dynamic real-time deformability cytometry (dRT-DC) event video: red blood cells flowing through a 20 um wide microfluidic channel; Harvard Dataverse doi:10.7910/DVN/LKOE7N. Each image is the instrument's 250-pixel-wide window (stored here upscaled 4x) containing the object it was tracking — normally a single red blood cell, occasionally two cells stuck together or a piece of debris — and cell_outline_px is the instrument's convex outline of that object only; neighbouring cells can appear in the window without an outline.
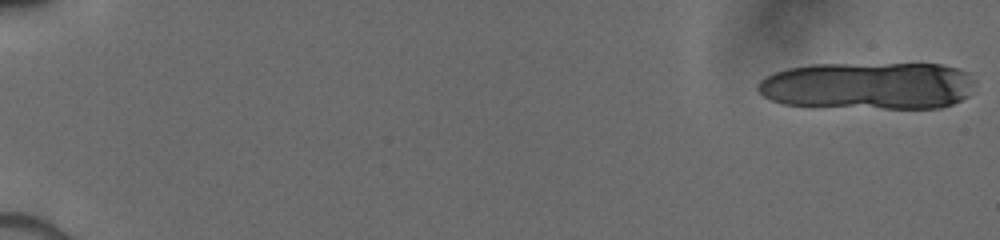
{"species": "human", "species_latin": "Homo sapiens", "temperature_condition": "cold", "stored_images_in_passage": 19, "camera_frame_rate_fps": 3000, "um_per_image_px": 0.085, "donor": {"sex": "male"}, "frame": {"image": 1, "passage_image": 1, "time_ms": 0.0, "image_size_px": [1000, 240], "cell_outline_px": [[976, 80], [968, 96], [952, 104], [940, 108], [884, 108], [784, 104], [772, 100], [764, 96], [756, 88], [756, 84], [760, 80], [776, 72], [788, 68], [812, 64], [940, 64], [956, 68], [968, 72]], "centroid_in_image_um": [73.84, 7.28], "position_along_channel_um": 11.2, "area_um2": 60.0}}